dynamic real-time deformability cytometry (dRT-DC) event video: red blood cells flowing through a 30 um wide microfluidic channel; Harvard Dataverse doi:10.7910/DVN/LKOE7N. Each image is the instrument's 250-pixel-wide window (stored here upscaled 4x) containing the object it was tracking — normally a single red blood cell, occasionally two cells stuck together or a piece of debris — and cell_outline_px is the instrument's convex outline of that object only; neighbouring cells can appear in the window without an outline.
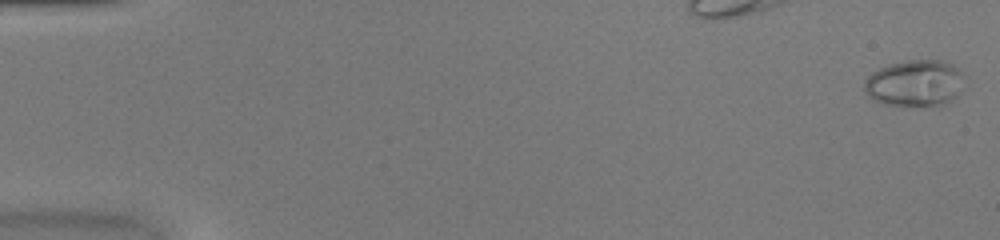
{"species": "common noctule bat (a hibernating species)", "species_latin": "Nyctalus noctula", "temperature_condition": "warm", "stored_images_in_passage": 52, "camera_frame_rate_fps": 3000, "um_per_image_px": 0.085, "animal": {"sex": "female", "body_mass_g": 20.0, "forearm_length_mm": 54.0}, "frame": {"image": 1, "passage_image": 2, "time_ms": 0.333, "image_size_px": [1000, 240], "cell_outline_px": [[964, 76], [960, 92], [952, 100], [944, 104], [884, 104], [872, 100], [868, 96], [864, 88], [864, 80], [872, 72], [888, 64], [908, 60], [940, 60], [952, 64], [960, 68]], "centroid_in_image_um": [77.76, 7.04], "position_along_channel_um": 7.2, "area_um2": 26.93}}
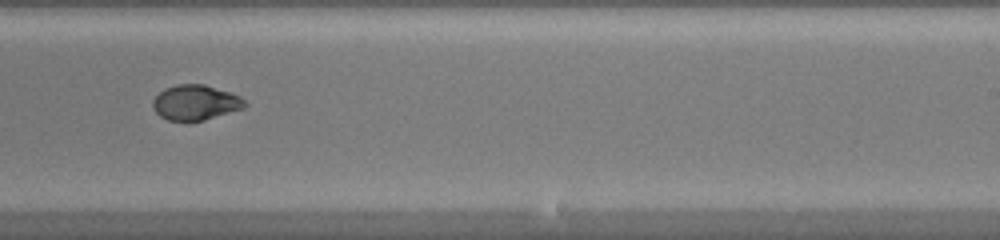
{"frame": {"image": 2, "passage_image": 34, "time_ms": 11.0, "image_size_px": [1000, 240], "cell_outline_px": [[248, 104], [244, 108], [204, 120], [168, 120], [160, 116], [152, 108], [152, 100], [164, 88], [176, 84], [204, 84], [240, 96]], "centroid_in_image_um": [16.6, 8.7], "position_along_channel_um": 272.4, "area_um2": 18.73}}
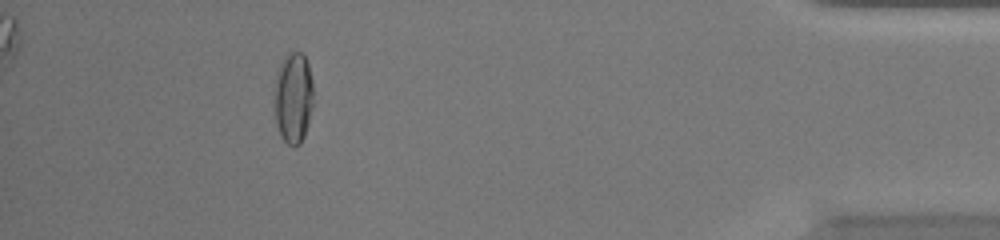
{"frame": {"image": 3, "passage_image": 48, "time_ms": 15.667, "image_size_px": [1000, 240], "cell_outline_px": [[312, 108], [308, 124], [304, 136], [300, 144], [292, 148], [280, 136], [276, 124], [272, 100], [276, 72], [284, 56], [288, 52], [304, 52], [308, 64], [312, 80]], "centroid_in_image_um": [24.89, 8.31], "position_along_channel_um": 410.3, "area_um2": 21.39}, "authors_computed_cell_mechanics": {"area_um2": 19.652, "velocity_mm_per_s": 4.0747, "shape_relaxation_time_tau1_ms": 8.557, "shape_relaxation_time_tau2_ms": 1.6855, "deformation_change_tau1": 0.2865, "deformation_change_tau2": 0.0455}}